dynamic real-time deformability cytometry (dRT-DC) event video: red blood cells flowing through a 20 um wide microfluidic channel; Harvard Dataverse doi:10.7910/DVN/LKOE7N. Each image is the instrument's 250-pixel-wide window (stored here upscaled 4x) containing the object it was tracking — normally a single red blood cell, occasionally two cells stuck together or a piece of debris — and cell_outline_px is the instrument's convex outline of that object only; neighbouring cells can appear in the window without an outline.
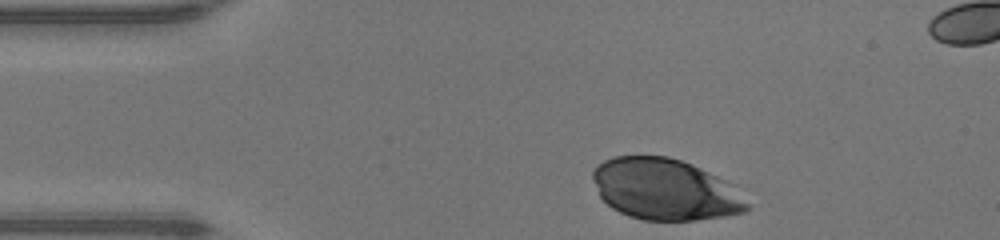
{"species": "human", "species_latin": "Homo sapiens", "temperature_condition": "warm", "stored_images_in_passage": 32, "camera_frame_rate_fps": 3000, "um_per_image_px": 0.085, "donor": {"sex": "male"}, "frame": {"image": 1, "passage_image": 1, "time_ms": 0.0, "image_size_px": [1000, 240], "cell_outline_px": [[748, 208], [744, 212], [724, 216], [696, 220], [644, 220], [628, 216], [612, 208], [600, 196], [592, 176], [592, 172], [604, 160], [612, 156], [668, 156], [692, 164], [736, 184], [748, 204]], "centroid_in_image_um": [56.57, 16.09], "position_along_channel_um": 28.4, "area_um2": 55.2}}
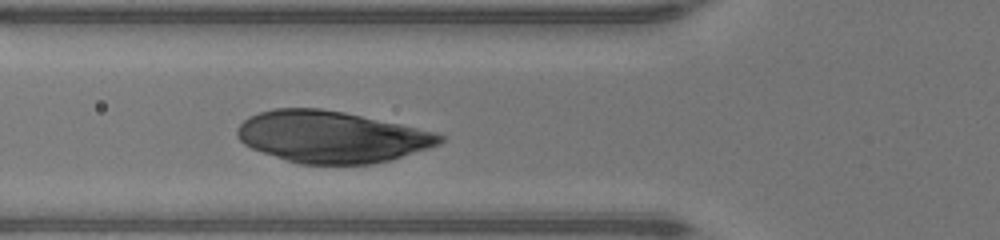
{"frame": {"image": 2, "passage_image": 10, "time_ms": 3.0, "image_size_px": [1000, 240], "cell_outline_px": [[444, 140], [440, 144], [392, 160], [372, 164], [300, 164], [252, 148], [244, 144], [236, 136], [236, 132], [240, 124], [248, 116], [260, 112], [276, 108], [320, 108], [344, 112], [400, 124], [436, 132], [444, 136]], "centroid_in_image_um": [28.19, 11.63], "position_along_channel_um": 97.6, "area_um2": 60.75}}
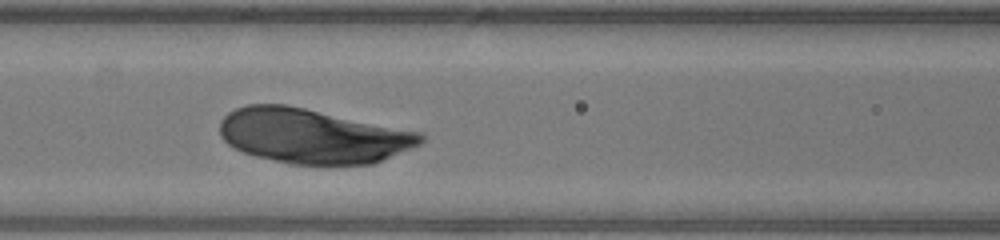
{"frame": {"image": 3, "passage_image": 13, "time_ms": 4.0, "image_size_px": [1000, 240], "cell_outline_px": [[424, 140], [420, 144], [372, 164], [292, 164], [256, 156], [244, 152], [228, 144], [220, 136], [220, 120], [228, 112], [236, 108], [248, 104], [284, 104], [424, 132]], "centroid_in_image_um": [26.57, 11.54], "position_along_channel_um": 140.0, "area_um2": 63.81}}